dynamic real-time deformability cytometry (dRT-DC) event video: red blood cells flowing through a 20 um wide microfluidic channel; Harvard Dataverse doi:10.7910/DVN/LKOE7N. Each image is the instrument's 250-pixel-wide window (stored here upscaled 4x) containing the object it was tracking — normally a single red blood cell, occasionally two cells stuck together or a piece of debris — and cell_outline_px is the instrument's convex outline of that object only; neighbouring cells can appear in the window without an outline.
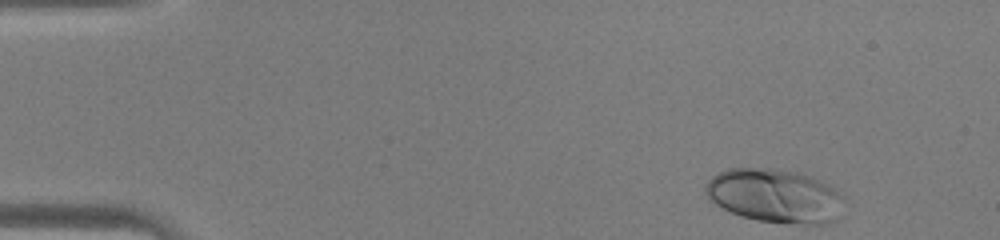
{"species": "human", "species_latin": "Homo sapiens", "temperature_condition": "warm", "stored_images_in_passage": 41, "camera_frame_rate_fps": 3000, "um_per_image_px": 0.085, "donor": {"sex": "male"}, "frame": {"image": 1, "passage_image": 1, "time_ms": 0.0, "image_size_px": [1000, 240], "cell_outline_px": [[844, 196], [836, 220], [824, 224], [808, 224], [756, 220], [740, 216], [716, 204], [704, 192], [704, 188], [708, 180], [712, 176], [728, 168], [772, 168], [800, 172], [812, 176], [828, 184]], "centroid_in_image_um": [65.86, 16.62], "position_along_channel_um": 19.1, "area_um2": 43.35}}
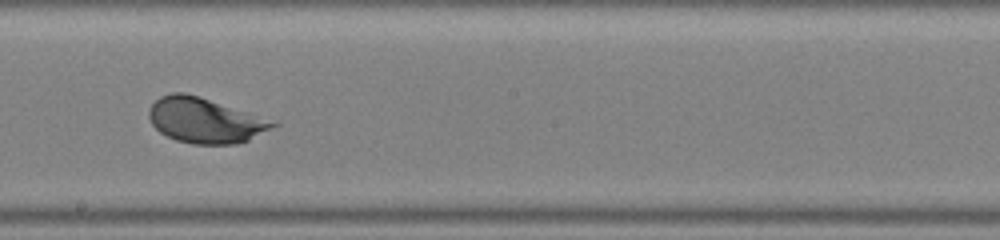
{"frame": {"image": 2, "passage_image": 22, "time_ms": 7.0, "image_size_px": [1000, 240], "cell_outline_px": [[280, 124], [248, 140], [236, 144], [192, 144], [176, 140], [160, 132], [152, 124], [148, 116], [148, 108], [160, 96], [172, 92], [184, 92], [200, 96], [280, 120]], "centroid_in_image_um": [17.5, 10.21], "position_along_channel_um": 230.7, "area_um2": 33.35}}
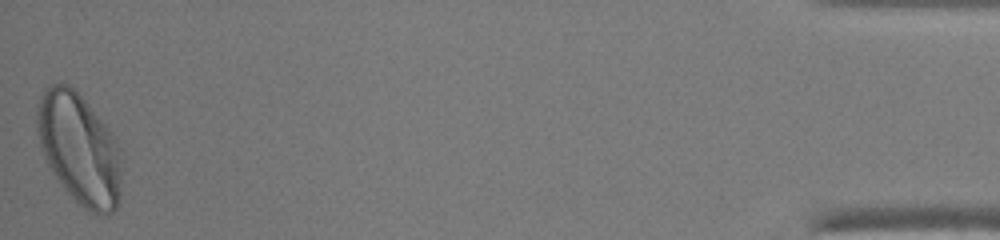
{"frame": {"image": 3, "passage_image": 41, "time_ms": 13.333, "image_size_px": [1000, 240], "cell_outline_px": [[120, 200], [116, 208], [108, 216], [100, 216], [88, 212], [68, 192], [56, 176], [48, 164], [44, 156], [40, 144], [36, 128], [36, 112], [40, 96], [44, 88], [48, 84], [68, 84], [84, 100], [108, 128], [116, 140], [120, 148]], "centroid_in_image_um": [6.74, 12.67], "position_along_channel_um": 428.5, "area_um2": 54.45}}